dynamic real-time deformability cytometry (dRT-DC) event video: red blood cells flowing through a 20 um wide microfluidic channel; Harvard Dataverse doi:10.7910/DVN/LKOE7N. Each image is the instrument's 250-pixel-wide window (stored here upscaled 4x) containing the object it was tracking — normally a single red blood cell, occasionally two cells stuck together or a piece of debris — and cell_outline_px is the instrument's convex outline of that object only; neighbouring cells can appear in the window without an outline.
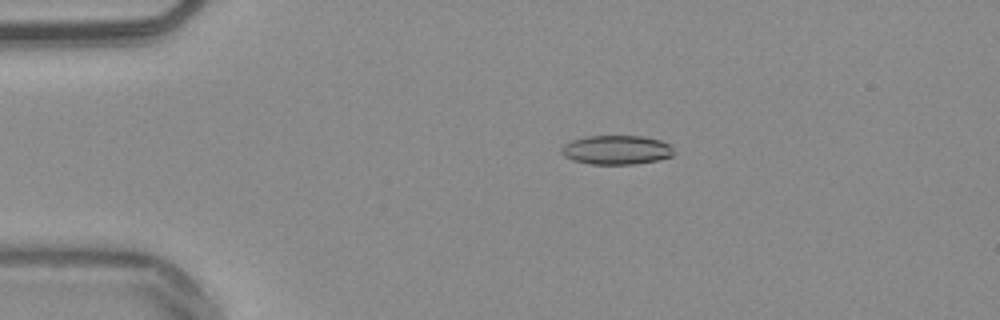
{"species": "common noctule bat (a hibernating species)", "species_latin": "Nyctalus noctula", "temperature_condition": "warm", "stored_images_in_passage": 46, "camera_frame_rate_fps": 3000, "um_per_image_px": 0.085, "animal": {"sex": "male", "body_mass_g": 20.4}, "frame": {"image": 1, "passage_image": 4, "time_ms": 1.0, "image_size_px": [1000, 320], "cell_outline_px": [[676, 152], [672, 156], [660, 160], [632, 164], [592, 164], [572, 160], [564, 156], [560, 152], [560, 148], [564, 144], [572, 140], [584, 136], [644, 136], [660, 140], [668, 144]], "centroid_in_image_um": [52.39, 12.74], "position_along_channel_um": 32.6, "area_um2": 19.25}}
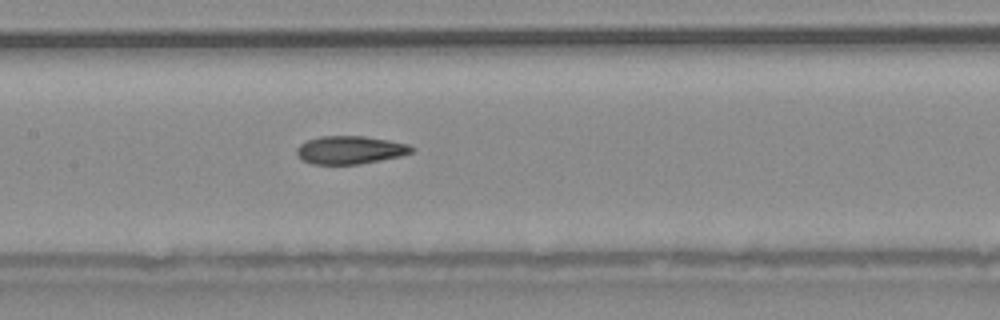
{"frame": {"image": 2, "passage_image": 19, "time_ms": 6.0, "image_size_px": [1000, 320], "cell_outline_px": [[416, 148], [412, 152], [400, 156], [360, 164], [312, 164], [296, 156], [296, 148], [300, 144], [308, 140], [320, 136], [364, 136], [388, 140], [408, 144]], "centroid_in_image_um": [29.75, 12.74], "position_along_channel_um": 177.7, "area_um2": 18.79}}
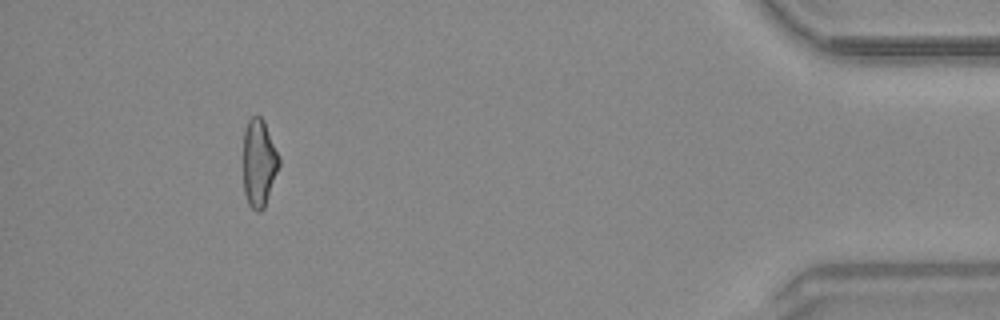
{"frame": {"image": 3, "passage_image": 42, "time_ms": 13.667, "image_size_px": [1000, 320], "cell_outline_px": [[280, 164], [264, 208], [260, 212], [256, 212], [248, 204], [244, 192], [244, 128], [248, 120], [252, 116], [260, 116], [264, 120], [280, 156]], "centroid_in_image_um": [22.02, 13.84], "position_along_channel_um": 413.2, "area_um2": 18.38}, "authors_computed_cell_mechanics": {"area_um2": 19.1318, "velocity_mm_per_s": 3.8693, "shape_relaxation_time_tau1_ms": null, "shape_relaxation_time_tau2_ms": 4.4003, "deformation_change_tau1": null, "deformation_change_tau2": 0.1386}}